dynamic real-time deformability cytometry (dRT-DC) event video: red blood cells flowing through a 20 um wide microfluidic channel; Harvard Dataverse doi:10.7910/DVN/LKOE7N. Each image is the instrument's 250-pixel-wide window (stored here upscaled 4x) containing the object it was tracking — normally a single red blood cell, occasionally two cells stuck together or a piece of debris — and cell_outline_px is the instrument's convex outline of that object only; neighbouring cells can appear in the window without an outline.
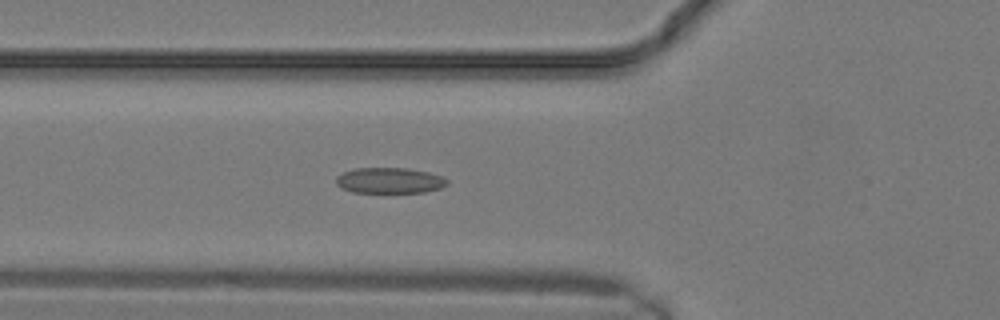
{"species": "common noctule bat (a hibernating species)", "species_latin": "Nyctalus noctula", "temperature_condition": "warm", "stored_images_in_passage": 18, "camera_frame_rate_fps": 3000, "um_per_image_px": 0.085, "animal": {"sex": "male", "body_mass_g": 19.2, "forearm_length_mm": 51.8}, "frame": {"image": 1, "passage_image": 10, "time_ms": 3.0, "image_size_px": [1000, 320], "cell_outline_px": [[448, 184], [440, 188], [424, 192], [352, 192], [336, 184], [336, 176], [344, 172], [356, 168], [408, 168], [428, 172], [444, 176], [448, 180]], "centroid_in_image_um": [33.15, 15.33], "position_along_channel_um": 92.7, "area_um2": 16.59}}
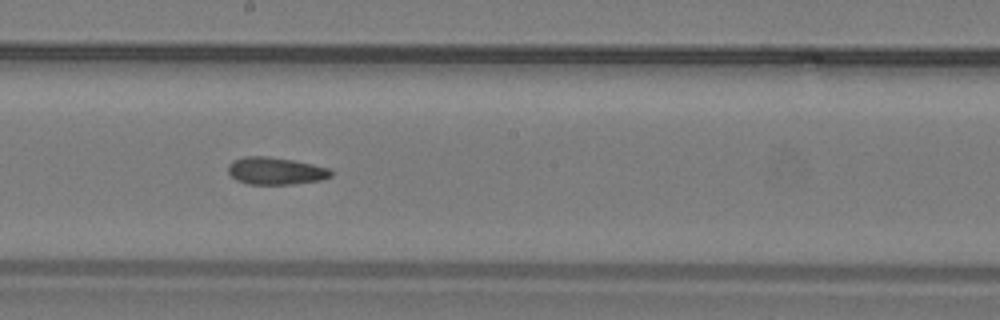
{"frame": {"image": 2, "passage_image": 15, "time_ms": 4.667, "image_size_px": [1000, 320], "cell_outline_px": [[332, 176], [320, 180], [292, 184], [248, 184], [236, 180], [228, 172], [228, 164], [232, 160], [244, 156], [268, 156], [292, 160], [332, 168]], "centroid_in_image_um": [23.42, 14.52], "position_along_channel_um": 224.8, "area_um2": 16.47}}
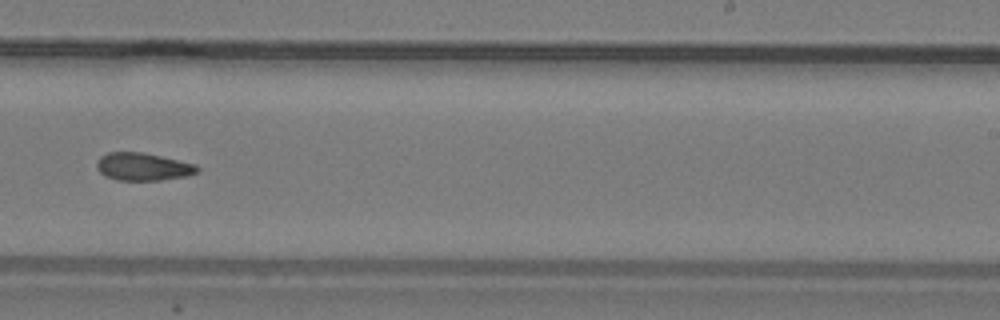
{"frame": {"image": 3, "passage_image": 17, "time_ms": 5.333, "image_size_px": [1000, 320], "cell_outline_px": [[200, 172], [188, 176], [160, 180], [116, 180], [104, 176], [96, 168], [96, 160], [100, 156], [108, 152], [144, 152], [196, 164], [200, 168]], "centroid_in_image_um": [12.15, 14.17], "position_along_channel_um": 276.8, "area_um2": 16.53}}